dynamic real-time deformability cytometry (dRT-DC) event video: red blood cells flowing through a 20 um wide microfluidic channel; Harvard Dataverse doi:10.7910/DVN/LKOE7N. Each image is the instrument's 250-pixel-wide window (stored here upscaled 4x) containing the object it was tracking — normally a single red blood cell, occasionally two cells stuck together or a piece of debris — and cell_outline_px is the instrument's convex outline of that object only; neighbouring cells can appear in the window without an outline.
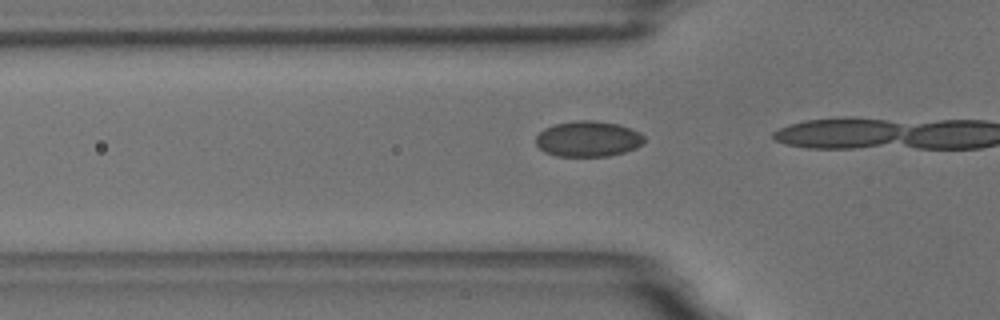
{"species": "common noctule bat (a hibernating species)", "species_latin": "Nyctalus noctula", "temperature_condition": "room temperature", "stored_images_in_passage": 17, "camera_frame_rate_fps": 3000, "um_per_image_px": 0.085, "animal": {"sex": "male", "body_mass_g": 18.8}, "frame": {"image": 1, "passage_image": 15, "time_ms": 4.667, "image_size_px": [1000, 320], "cell_outline_px": [[644, 144], [636, 148], [624, 152], [608, 156], [556, 156], [544, 152], [536, 144], [536, 136], [544, 128], [556, 124], [576, 120], [592, 120], [620, 124], [640, 132], [644, 136]], "centroid_in_image_um": [50.0, 11.8], "position_along_channel_um": 75.8, "area_um2": 22.66}}